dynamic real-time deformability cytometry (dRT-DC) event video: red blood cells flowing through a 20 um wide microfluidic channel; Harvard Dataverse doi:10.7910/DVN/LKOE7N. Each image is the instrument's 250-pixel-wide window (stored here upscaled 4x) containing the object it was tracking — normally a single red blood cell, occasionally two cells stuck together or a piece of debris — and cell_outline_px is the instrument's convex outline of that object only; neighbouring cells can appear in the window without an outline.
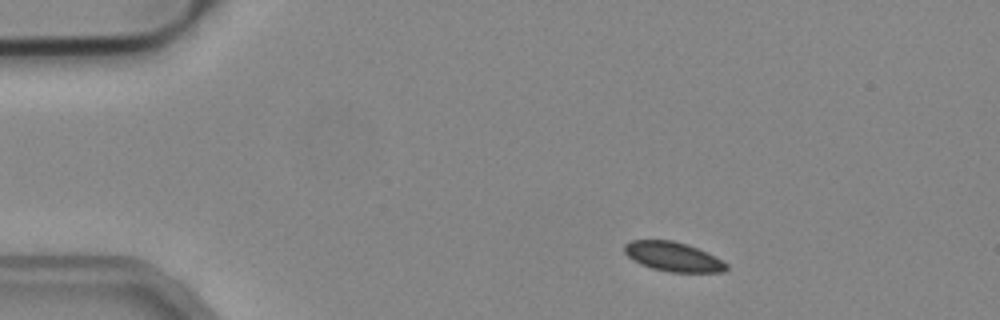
{"species": "common noctule bat (a hibernating species)", "species_latin": "Nyctalus noctula", "temperature_condition": "cold", "stored_images_in_passage": 49, "camera_frame_rate_fps": 3000, "um_per_image_px": 0.085, "animal": {"sex": "male", "body_mass_g": 19.2, "forearm_length_mm": 51.8}, "frame": {"image": 1, "passage_image": 5, "time_ms": 1.333, "image_size_px": [1000, 320], "cell_outline_px": [[728, 268], [724, 272], [668, 272], [652, 268], [640, 264], [632, 260], [624, 252], [624, 244], [632, 240], [672, 240], [688, 244], [728, 264]], "centroid_in_image_um": [57.17, 21.82], "position_along_channel_um": 27.8, "area_um2": 17.34}}
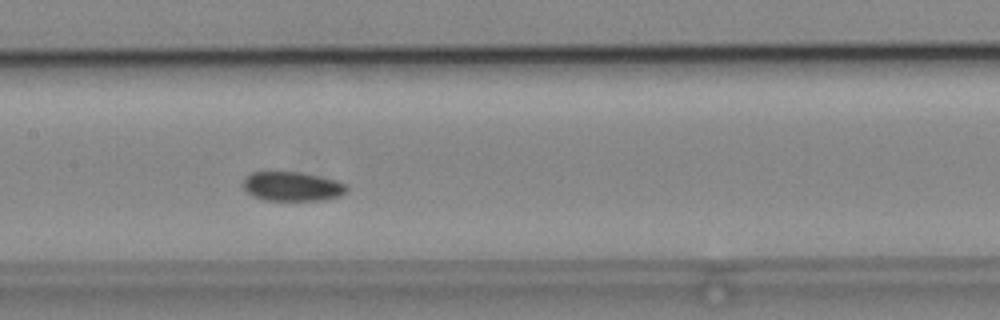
{"frame": {"image": 2, "passage_image": 22, "time_ms": 7.0, "image_size_px": [1000, 320], "cell_outline_px": [[348, 188], [340, 196], [324, 200], [264, 200], [252, 196], [244, 188], [244, 180], [252, 172], [300, 172], [336, 180], [348, 184]], "centroid_in_image_um": [24.87, 15.85], "position_along_channel_um": 182.5, "area_um2": 17.57}}
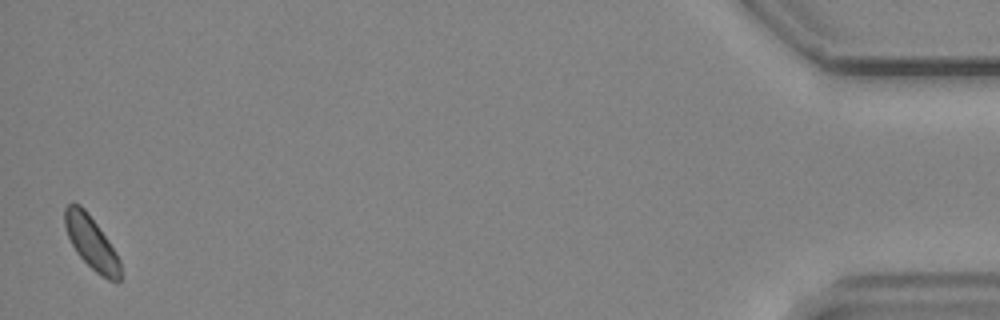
{"frame": {"image": 3, "passage_image": 48, "time_ms": 15.667, "image_size_px": [1000, 320], "cell_outline_px": [[120, 280], [108, 280], [100, 276], [76, 252], [68, 236], [64, 224], [64, 208], [68, 204], [80, 204], [84, 208], [108, 240], [116, 252], [120, 260]], "centroid_in_image_um": [7.75, 20.62], "position_along_channel_um": 427.4, "area_um2": 16.82}, "authors_computed_cell_mechanics": {"area_um2": 18.0914, "velocity_mm_per_s": 3.892, "shape_relaxation_time_tau1_ms": 3.1161, "shape_relaxation_time_tau2_ms": 10.4941, "deformation_change_tau1": 0.0358, "deformation_change_tau2": 0.0882}}